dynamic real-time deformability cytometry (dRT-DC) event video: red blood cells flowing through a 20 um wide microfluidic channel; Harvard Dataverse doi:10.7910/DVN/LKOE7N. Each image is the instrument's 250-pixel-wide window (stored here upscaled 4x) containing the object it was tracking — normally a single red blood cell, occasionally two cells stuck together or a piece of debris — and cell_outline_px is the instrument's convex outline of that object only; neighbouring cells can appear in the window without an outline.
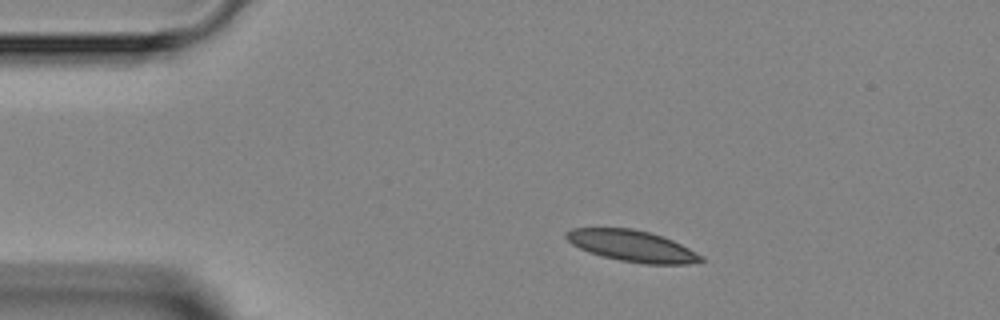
{"species": "Egyptian fruit bat (a non-hibernating species)", "species_latin": "Rousettus aegyptiacus", "temperature_condition": "room temperature", "stored_images_in_passage": 2, "camera_frame_rate_fps": 3000, "um_per_image_px": 0.085, "animal": {"sex": "female"}, "frame": {"image": 1, "passage_image": 1, "time_ms": 0.0, "image_size_px": [1000, 320], "cell_outline_px": [[704, 260], [688, 264], [644, 264], [620, 260], [600, 256], [588, 252], [572, 244], [564, 236], [564, 232], [572, 228], [632, 228], [648, 232], [672, 240], [704, 256]], "centroid_in_image_um": [53.7, 20.91], "position_along_channel_um": 31.3, "area_um2": 24.51}}